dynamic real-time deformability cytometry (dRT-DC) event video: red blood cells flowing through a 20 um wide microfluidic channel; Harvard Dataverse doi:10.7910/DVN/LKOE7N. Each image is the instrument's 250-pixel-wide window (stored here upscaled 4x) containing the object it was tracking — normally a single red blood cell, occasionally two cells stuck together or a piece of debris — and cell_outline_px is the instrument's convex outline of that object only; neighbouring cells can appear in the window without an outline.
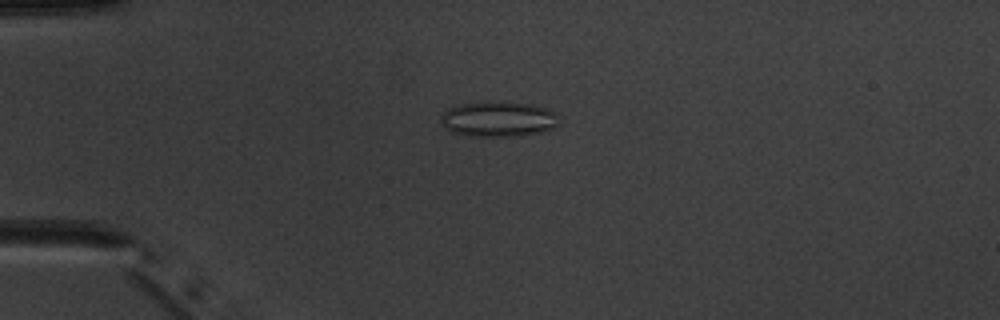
{"species": "common noctule bat (a hibernating species)", "species_latin": "Nyctalus noctula", "temperature_condition": "warm", "stored_images_in_passage": 7, "camera_frame_rate_fps": 3000, "um_per_image_px": 0.085, "animal": {"sex": "male", "body_mass_g": 20.1, "forearm_length_mm": 53.5}, "frame": {"image": 1, "passage_image": 2, "time_ms": 1.333, "image_size_px": [1000, 320], "cell_outline_px": [[556, 128], [540, 132], [508, 136], [468, 136], [452, 132], [440, 120], [440, 116], [448, 108], [460, 104], [488, 100], [528, 104], [548, 108], [556, 112]], "centroid_in_image_um": [42.34, 10.1], "position_along_channel_um": 42.7, "area_um2": 24.28}}
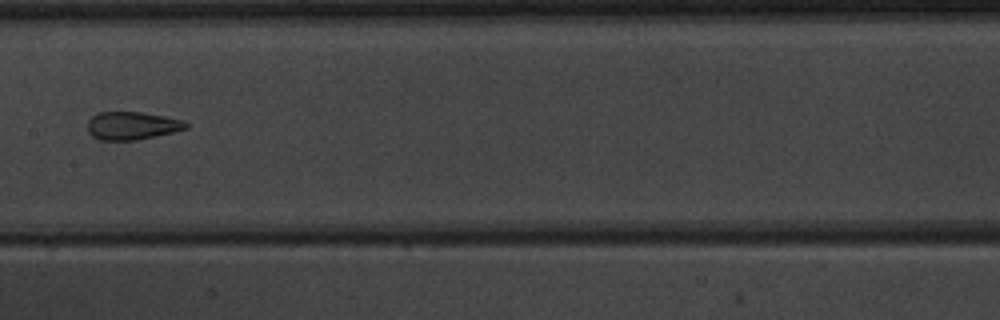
{"frame": {"image": 2, "passage_image": 6, "time_ms": 6.0, "image_size_px": [1000, 320], "cell_outline_px": [[188, 128], [176, 132], [136, 140], [100, 140], [92, 136], [88, 132], [88, 120], [92, 116], [100, 112], [140, 112], [164, 116], [184, 120], [188, 124]], "centroid_in_image_um": [11.24, 10.69], "position_along_channel_um": 196.2, "area_um2": 16.13}}
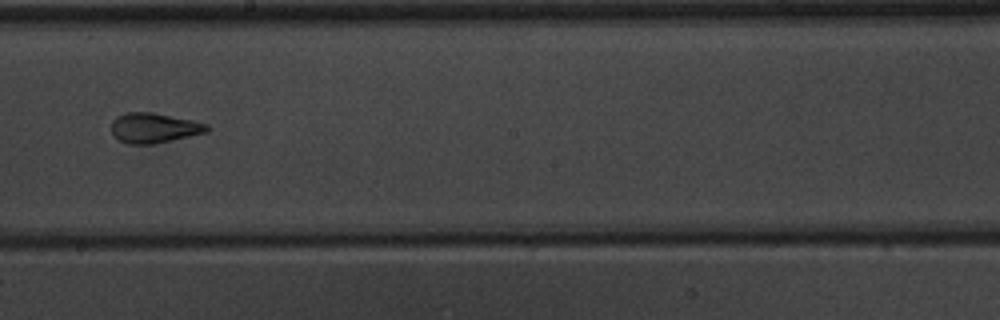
{"frame": {"image": 3, "passage_image": 7, "time_ms": 7.0, "image_size_px": [1000, 320], "cell_outline_px": [[208, 132], [172, 140], [152, 144], [128, 144], [112, 136], [112, 120], [116, 116], [124, 112], [152, 112], [192, 120], [208, 124]], "centroid_in_image_um": [13.06, 10.87], "position_along_channel_um": 235.1, "area_um2": 16.76}}